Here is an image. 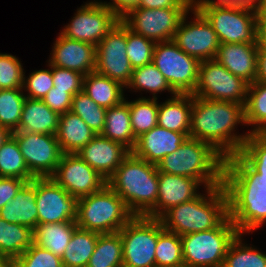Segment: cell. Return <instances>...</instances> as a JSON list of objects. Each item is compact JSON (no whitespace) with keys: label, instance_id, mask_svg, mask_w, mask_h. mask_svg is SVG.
<instances>
[{"label":"cell","instance_id":"1","mask_svg":"<svg viewBox=\"0 0 266 267\" xmlns=\"http://www.w3.org/2000/svg\"><path fill=\"white\" fill-rule=\"evenodd\" d=\"M223 186L229 218L239 233L250 234L266 224V181L239 154L225 158Z\"/></svg>","mask_w":266,"mask_h":267},{"label":"cell","instance_id":"2","mask_svg":"<svg viewBox=\"0 0 266 267\" xmlns=\"http://www.w3.org/2000/svg\"><path fill=\"white\" fill-rule=\"evenodd\" d=\"M238 125L246 126L245 104L193 96L189 138L211 144L226 158L238 154L251 134L235 132Z\"/></svg>","mask_w":266,"mask_h":267},{"label":"cell","instance_id":"3","mask_svg":"<svg viewBox=\"0 0 266 267\" xmlns=\"http://www.w3.org/2000/svg\"><path fill=\"white\" fill-rule=\"evenodd\" d=\"M204 192L167 210L159 218L163 228L180 236L217 228L229 216L226 190L220 185Z\"/></svg>","mask_w":266,"mask_h":267},{"label":"cell","instance_id":"4","mask_svg":"<svg viewBox=\"0 0 266 267\" xmlns=\"http://www.w3.org/2000/svg\"><path fill=\"white\" fill-rule=\"evenodd\" d=\"M107 185L134 215H146L157 203V165L130 152L107 180Z\"/></svg>","mask_w":266,"mask_h":267},{"label":"cell","instance_id":"5","mask_svg":"<svg viewBox=\"0 0 266 267\" xmlns=\"http://www.w3.org/2000/svg\"><path fill=\"white\" fill-rule=\"evenodd\" d=\"M225 157L211 144L187 138L157 165L159 172L197 179L204 187L223 185Z\"/></svg>","mask_w":266,"mask_h":267},{"label":"cell","instance_id":"6","mask_svg":"<svg viewBox=\"0 0 266 267\" xmlns=\"http://www.w3.org/2000/svg\"><path fill=\"white\" fill-rule=\"evenodd\" d=\"M134 216L121 197L108 185L77 202L78 228L108 234L119 232Z\"/></svg>","mask_w":266,"mask_h":267},{"label":"cell","instance_id":"7","mask_svg":"<svg viewBox=\"0 0 266 267\" xmlns=\"http://www.w3.org/2000/svg\"><path fill=\"white\" fill-rule=\"evenodd\" d=\"M238 234L228 216L217 228L182 235L184 267H222L228 248Z\"/></svg>","mask_w":266,"mask_h":267},{"label":"cell","instance_id":"8","mask_svg":"<svg viewBox=\"0 0 266 267\" xmlns=\"http://www.w3.org/2000/svg\"><path fill=\"white\" fill-rule=\"evenodd\" d=\"M193 8L212 25L220 44L257 42L255 5H212Z\"/></svg>","mask_w":266,"mask_h":267},{"label":"cell","instance_id":"9","mask_svg":"<svg viewBox=\"0 0 266 267\" xmlns=\"http://www.w3.org/2000/svg\"><path fill=\"white\" fill-rule=\"evenodd\" d=\"M119 233L123 245V267L156 266L158 218L134 215Z\"/></svg>","mask_w":266,"mask_h":267},{"label":"cell","instance_id":"10","mask_svg":"<svg viewBox=\"0 0 266 267\" xmlns=\"http://www.w3.org/2000/svg\"><path fill=\"white\" fill-rule=\"evenodd\" d=\"M152 62L176 94H193L200 61L182 51L173 40L156 42Z\"/></svg>","mask_w":266,"mask_h":267},{"label":"cell","instance_id":"11","mask_svg":"<svg viewBox=\"0 0 266 267\" xmlns=\"http://www.w3.org/2000/svg\"><path fill=\"white\" fill-rule=\"evenodd\" d=\"M248 85L216 59L204 60L200 62L198 82L192 95L204 99L245 104Z\"/></svg>","mask_w":266,"mask_h":267},{"label":"cell","instance_id":"12","mask_svg":"<svg viewBox=\"0 0 266 267\" xmlns=\"http://www.w3.org/2000/svg\"><path fill=\"white\" fill-rule=\"evenodd\" d=\"M193 7L132 9L121 21L133 32L154 42L173 40L182 18Z\"/></svg>","mask_w":266,"mask_h":267},{"label":"cell","instance_id":"13","mask_svg":"<svg viewBox=\"0 0 266 267\" xmlns=\"http://www.w3.org/2000/svg\"><path fill=\"white\" fill-rule=\"evenodd\" d=\"M120 21L113 11L97 0L81 5L64 26L61 34L97 46L103 37Z\"/></svg>","mask_w":266,"mask_h":267},{"label":"cell","instance_id":"14","mask_svg":"<svg viewBox=\"0 0 266 267\" xmlns=\"http://www.w3.org/2000/svg\"><path fill=\"white\" fill-rule=\"evenodd\" d=\"M127 26L120 20L96 46L95 71L127 86L134 70L126 52Z\"/></svg>","mask_w":266,"mask_h":267},{"label":"cell","instance_id":"15","mask_svg":"<svg viewBox=\"0 0 266 267\" xmlns=\"http://www.w3.org/2000/svg\"><path fill=\"white\" fill-rule=\"evenodd\" d=\"M190 13L194 17L188 21ZM173 42L186 54L200 62L215 59L220 46V41L212 25L194 8L182 18L175 31Z\"/></svg>","mask_w":266,"mask_h":267},{"label":"cell","instance_id":"16","mask_svg":"<svg viewBox=\"0 0 266 267\" xmlns=\"http://www.w3.org/2000/svg\"><path fill=\"white\" fill-rule=\"evenodd\" d=\"M30 173L35 178L51 177L60 163L63 152L55 135L12 133Z\"/></svg>","mask_w":266,"mask_h":267},{"label":"cell","instance_id":"17","mask_svg":"<svg viewBox=\"0 0 266 267\" xmlns=\"http://www.w3.org/2000/svg\"><path fill=\"white\" fill-rule=\"evenodd\" d=\"M51 178L77 199L96 193L107 185V180L77 154H63Z\"/></svg>","mask_w":266,"mask_h":267},{"label":"cell","instance_id":"18","mask_svg":"<svg viewBox=\"0 0 266 267\" xmlns=\"http://www.w3.org/2000/svg\"><path fill=\"white\" fill-rule=\"evenodd\" d=\"M77 202L51 177L36 178L38 224L76 221Z\"/></svg>","mask_w":266,"mask_h":267},{"label":"cell","instance_id":"19","mask_svg":"<svg viewBox=\"0 0 266 267\" xmlns=\"http://www.w3.org/2000/svg\"><path fill=\"white\" fill-rule=\"evenodd\" d=\"M48 64L77 71L84 76L95 71L96 46L69 39L60 32L50 51Z\"/></svg>","mask_w":266,"mask_h":267},{"label":"cell","instance_id":"20","mask_svg":"<svg viewBox=\"0 0 266 267\" xmlns=\"http://www.w3.org/2000/svg\"><path fill=\"white\" fill-rule=\"evenodd\" d=\"M200 186L197 179L158 171L157 203L145 216L159 219L170 208L196 198Z\"/></svg>","mask_w":266,"mask_h":267},{"label":"cell","instance_id":"21","mask_svg":"<svg viewBox=\"0 0 266 267\" xmlns=\"http://www.w3.org/2000/svg\"><path fill=\"white\" fill-rule=\"evenodd\" d=\"M129 153L122 144L96 134L77 155L108 180Z\"/></svg>","mask_w":266,"mask_h":267},{"label":"cell","instance_id":"22","mask_svg":"<svg viewBox=\"0 0 266 267\" xmlns=\"http://www.w3.org/2000/svg\"><path fill=\"white\" fill-rule=\"evenodd\" d=\"M187 138L184 133L167 130L157 125L137 138L131 152L151 164L158 165L166 155L176 151Z\"/></svg>","mask_w":266,"mask_h":267},{"label":"cell","instance_id":"23","mask_svg":"<svg viewBox=\"0 0 266 267\" xmlns=\"http://www.w3.org/2000/svg\"><path fill=\"white\" fill-rule=\"evenodd\" d=\"M258 43H222L215 59L248 84L256 81Z\"/></svg>","mask_w":266,"mask_h":267},{"label":"cell","instance_id":"24","mask_svg":"<svg viewBox=\"0 0 266 267\" xmlns=\"http://www.w3.org/2000/svg\"><path fill=\"white\" fill-rule=\"evenodd\" d=\"M0 217L9 222L34 229L38 224L36 178L26 182L16 196L0 209Z\"/></svg>","mask_w":266,"mask_h":267},{"label":"cell","instance_id":"25","mask_svg":"<svg viewBox=\"0 0 266 267\" xmlns=\"http://www.w3.org/2000/svg\"><path fill=\"white\" fill-rule=\"evenodd\" d=\"M59 114L38 99H25L19 127L12 133H40L55 135Z\"/></svg>","mask_w":266,"mask_h":267},{"label":"cell","instance_id":"26","mask_svg":"<svg viewBox=\"0 0 266 267\" xmlns=\"http://www.w3.org/2000/svg\"><path fill=\"white\" fill-rule=\"evenodd\" d=\"M192 94H176L158 107V126L184 133L189 138L191 128Z\"/></svg>","mask_w":266,"mask_h":267},{"label":"cell","instance_id":"27","mask_svg":"<svg viewBox=\"0 0 266 267\" xmlns=\"http://www.w3.org/2000/svg\"><path fill=\"white\" fill-rule=\"evenodd\" d=\"M95 135L91 128L72 111L59 115L55 136L63 154H77Z\"/></svg>","mask_w":266,"mask_h":267},{"label":"cell","instance_id":"28","mask_svg":"<svg viewBox=\"0 0 266 267\" xmlns=\"http://www.w3.org/2000/svg\"><path fill=\"white\" fill-rule=\"evenodd\" d=\"M126 99L125 97L121 103L106 110L105 125L101 135L122 144L131 152L137 139L132 131L129 103Z\"/></svg>","mask_w":266,"mask_h":267},{"label":"cell","instance_id":"29","mask_svg":"<svg viewBox=\"0 0 266 267\" xmlns=\"http://www.w3.org/2000/svg\"><path fill=\"white\" fill-rule=\"evenodd\" d=\"M125 87L96 71L90 72L83 78L82 91L97 105L109 109L125 99Z\"/></svg>","mask_w":266,"mask_h":267},{"label":"cell","instance_id":"30","mask_svg":"<svg viewBox=\"0 0 266 267\" xmlns=\"http://www.w3.org/2000/svg\"><path fill=\"white\" fill-rule=\"evenodd\" d=\"M77 228L76 221L37 224L33 229L34 244L62 258Z\"/></svg>","mask_w":266,"mask_h":267},{"label":"cell","instance_id":"31","mask_svg":"<svg viewBox=\"0 0 266 267\" xmlns=\"http://www.w3.org/2000/svg\"><path fill=\"white\" fill-rule=\"evenodd\" d=\"M34 243L33 229L0 217V255L15 260Z\"/></svg>","mask_w":266,"mask_h":267},{"label":"cell","instance_id":"32","mask_svg":"<svg viewBox=\"0 0 266 267\" xmlns=\"http://www.w3.org/2000/svg\"><path fill=\"white\" fill-rule=\"evenodd\" d=\"M99 233L77 228L62 256L63 267H87Z\"/></svg>","mask_w":266,"mask_h":267},{"label":"cell","instance_id":"33","mask_svg":"<svg viewBox=\"0 0 266 267\" xmlns=\"http://www.w3.org/2000/svg\"><path fill=\"white\" fill-rule=\"evenodd\" d=\"M87 267H123V245L119 232L99 234Z\"/></svg>","mask_w":266,"mask_h":267},{"label":"cell","instance_id":"34","mask_svg":"<svg viewBox=\"0 0 266 267\" xmlns=\"http://www.w3.org/2000/svg\"><path fill=\"white\" fill-rule=\"evenodd\" d=\"M131 89L133 92L152 93L151 98L158 99V93L168 91L171 97L175 96L176 93L172 90L171 86L161 74L154 63H150L141 67L134 68L132 71L131 79L125 89Z\"/></svg>","mask_w":266,"mask_h":267},{"label":"cell","instance_id":"35","mask_svg":"<svg viewBox=\"0 0 266 267\" xmlns=\"http://www.w3.org/2000/svg\"><path fill=\"white\" fill-rule=\"evenodd\" d=\"M157 98L139 97L129 101V111L131 127L134 137L137 139L144 133L158 125V107Z\"/></svg>","mask_w":266,"mask_h":267},{"label":"cell","instance_id":"36","mask_svg":"<svg viewBox=\"0 0 266 267\" xmlns=\"http://www.w3.org/2000/svg\"><path fill=\"white\" fill-rule=\"evenodd\" d=\"M245 121L246 126H251V134L266 129V83L255 81L248 85Z\"/></svg>","mask_w":266,"mask_h":267},{"label":"cell","instance_id":"37","mask_svg":"<svg viewBox=\"0 0 266 267\" xmlns=\"http://www.w3.org/2000/svg\"><path fill=\"white\" fill-rule=\"evenodd\" d=\"M0 177H16L27 182L35 178L27 168L20 146L12 134L0 147Z\"/></svg>","mask_w":266,"mask_h":267},{"label":"cell","instance_id":"38","mask_svg":"<svg viewBox=\"0 0 266 267\" xmlns=\"http://www.w3.org/2000/svg\"><path fill=\"white\" fill-rule=\"evenodd\" d=\"M239 233L230 244L222 267H266V253L243 240Z\"/></svg>","mask_w":266,"mask_h":267},{"label":"cell","instance_id":"39","mask_svg":"<svg viewBox=\"0 0 266 267\" xmlns=\"http://www.w3.org/2000/svg\"><path fill=\"white\" fill-rule=\"evenodd\" d=\"M155 260L159 267H184L181 236L164 229L160 219Z\"/></svg>","mask_w":266,"mask_h":267},{"label":"cell","instance_id":"40","mask_svg":"<svg viewBox=\"0 0 266 267\" xmlns=\"http://www.w3.org/2000/svg\"><path fill=\"white\" fill-rule=\"evenodd\" d=\"M25 99L23 88L0 89V126L11 133L18 129Z\"/></svg>","mask_w":266,"mask_h":267},{"label":"cell","instance_id":"41","mask_svg":"<svg viewBox=\"0 0 266 267\" xmlns=\"http://www.w3.org/2000/svg\"><path fill=\"white\" fill-rule=\"evenodd\" d=\"M106 108L97 105L85 92L72 97L71 111L77 114L95 134H101L105 125Z\"/></svg>","mask_w":266,"mask_h":267},{"label":"cell","instance_id":"42","mask_svg":"<svg viewBox=\"0 0 266 267\" xmlns=\"http://www.w3.org/2000/svg\"><path fill=\"white\" fill-rule=\"evenodd\" d=\"M238 154L266 181V137L264 135L250 134Z\"/></svg>","mask_w":266,"mask_h":267},{"label":"cell","instance_id":"43","mask_svg":"<svg viewBox=\"0 0 266 267\" xmlns=\"http://www.w3.org/2000/svg\"><path fill=\"white\" fill-rule=\"evenodd\" d=\"M156 42L133 32L127 27L126 52L131 66L141 67L152 63Z\"/></svg>","mask_w":266,"mask_h":267},{"label":"cell","instance_id":"44","mask_svg":"<svg viewBox=\"0 0 266 267\" xmlns=\"http://www.w3.org/2000/svg\"><path fill=\"white\" fill-rule=\"evenodd\" d=\"M47 66L49 69L34 70L27 77L24 71L23 92L27 98L42 100L54 87L52 65L48 64Z\"/></svg>","mask_w":266,"mask_h":267},{"label":"cell","instance_id":"45","mask_svg":"<svg viewBox=\"0 0 266 267\" xmlns=\"http://www.w3.org/2000/svg\"><path fill=\"white\" fill-rule=\"evenodd\" d=\"M13 267H63V264L61 257L33 243L13 260Z\"/></svg>","mask_w":266,"mask_h":267},{"label":"cell","instance_id":"46","mask_svg":"<svg viewBox=\"0 0 266 267\" xmlns=\"http://www.w3.org/2000/svg\"><path fill=\"white\" fill-rule=\"evenodd\" d=\"M24 71L18 57L0 53V89L23 88Z\"/></svg>","mask_w":266,"mask_h":267},{"label":"cell","instance_id":"47","mask_svg":"<svg viewBox=\"0 0 266 267\" xmlns=\"http://www.w3.org/2000/svg\"><path fill=\"white\" fill-rule=\"evenodd\" d=\"M52 77L54 88L65 90L72 97L82 91L84 75L77 71L52 66Z\"/></svg>","mask_w":266,"mask_h":267},{"label":"cell","instance_id":"48","mask_svg":"<svg viewBox=\"0 0 266 267\" xmlns=\"http://www.w3.org/2000/svg\"><path fill=\"white\" fill-rule=\"evenodd\" d=\"M42 101L48 108L59 115L71 111L72 96L68 92H65V90L55 89L53 87Z\"/></svg>","mask_w":266,"mask_h":267},{"label":"cell","instance_id":"49","mask_svg":"<svg viewBox=\"0 0 266 267\" xmlns=\"http://www.w3.org/2000/svg\"><path fill=\"white\" fill-rule=\"evenodd\" d=\"M26 182L16 177H0V209L16 196Z\"/></svg>","mask_w":266,"mask_h":267},{"label":"cell","instance_id":"50","mask_svg":"<svg viewBox=\"0 0 266 267\" xmlns=\"http://www.w3.org/2000/svg\"><path fill=\"white\" fill-rule=\"evenodd\" d=\"M97 1L110 8L120 20L132 9L137 8L139 4V0H110V2Z\"/></svg>","mask_w":266,"mask_h":267},{"label":"cell","instance_id":"51","mask_svg":"<svg viewBox=\"0 0 266 267\" xmlns=\"http://www.w3.org/2000/svg\"><path fill=\"white\" fill-rule=\"evenodd\" d=\"M138 7L153 8H170V7H193L192 0H139Z\"/></svg>","mask_w":266,"mask_h":267},{"label":"cell","instance_id":"52","mask_svg":"<svg viewBox=\"0 0 266 267\" xmlns=\"http://www.w3.org/2000/svg\"><path fill=\"white\" fill-rule=\"evenodd\" d=\"M258 0H192L193 7H208L212 5H256Z\"/></svg>","mask_w":266,"mask_h":267},{"label":"cell","instance_id":"53","mask_svg":"<svg viewBox=\"0 0 266 267\" xmlns=\"http://www.w3.org/2000/svg\"><path fill=\"white\" fill-rule=\"evenodd\" d=\"M256 81L266 83V48H258Z\"/></svg>","mask_w":266,"mask_h":267},{"label":"cell","instance_id":"54","mask_svg":"<svg viewBox=\"0 0 266 267\" xmlns=\"http://www.w3.org/2000/svg\"><path fill=\"white\" fill-rule=\"evenodd\" d=\"M258 48H266V19H257Z\"/></svg>","mask_w":266,"mask_h":267},{"label":"cell","instance_id":"55","mask_svg":"<svg viewBox=\"0 0 266 267\" xmlns=\"http://www.w3.org/2000/svg\"><path fill=\"white\" fill-rule=\"evenodd\" d=\"M255 6L257 9V19H266V0H258Z\"/></svg>","mask_w":266,"mask_h":267},{"label":"cell","instance_id":"56","mask_svg":"<svg viewBox=\"0 0 266 267\" xmlns=\"http://www.w3.org/2000/svg\"><path fill=\"white\" fill-rule=\"evenodd\" d=\"M11 134L12 133L8 129L0 126V147L9 138Z\"/></svg>","mask_w":266,"mask_h":267},{"label":"cell","instance_id":"57","mask_svg":"<svg viewBox=\"0 0 266 267\" xmlns=\"http://www.w3.org/2000/svg\"><path fill=\"white\" fill-rule=\"evenodd\" d=\"M0 267H13V260L0 255Z\"/></svg>","mask_w":266,"mask_h":267},{"label":"cell","instance_id":"58","mask_svg":"<svg viewBox=\"0 0 266 267\" xmlns=\"http://www.w3.org/2000/svg\"><path fill=\"white\" fill-rule=\"evenodd\" d=\"M261 134L266 137V129Z\"/></svg>","mask_w":266,"mask_h":267}]
</instances>
